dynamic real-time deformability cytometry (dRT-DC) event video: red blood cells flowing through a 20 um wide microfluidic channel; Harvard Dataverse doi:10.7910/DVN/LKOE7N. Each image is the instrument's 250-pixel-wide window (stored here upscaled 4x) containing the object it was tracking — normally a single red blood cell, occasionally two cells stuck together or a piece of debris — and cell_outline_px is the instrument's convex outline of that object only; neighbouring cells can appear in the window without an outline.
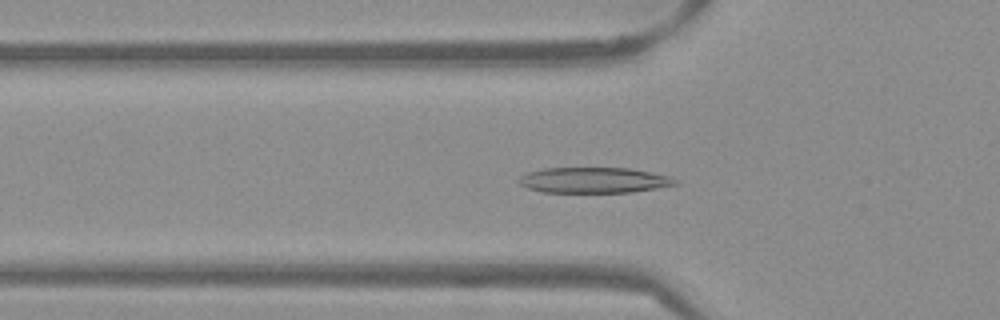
{"species": "Egyptian fruit bat (a non-hibernating species)", "species_latin": "Rousettus aegyptiacus", "temperature_condition": "warm", "stored_images_in_passage": 53, "camera_frame_rate_fps": 3000, "um_per_image_px": 0.085, "frame": {"image": 1, "passage_image": 18, "time_ms": 5.667, "image_size_px": [1000, 320], "cell_outline_px": [[680, 184], [632, 192], [544, 192], [528, 188], [520, 184], [516, 180], [520, 176], [528, 172], [544, 168], [628, 168], [672, 176]], "centroid_in_image_um": [50.49, 15.31], "position_along_channel_um": 75.3, "area_um2": 23.35}}
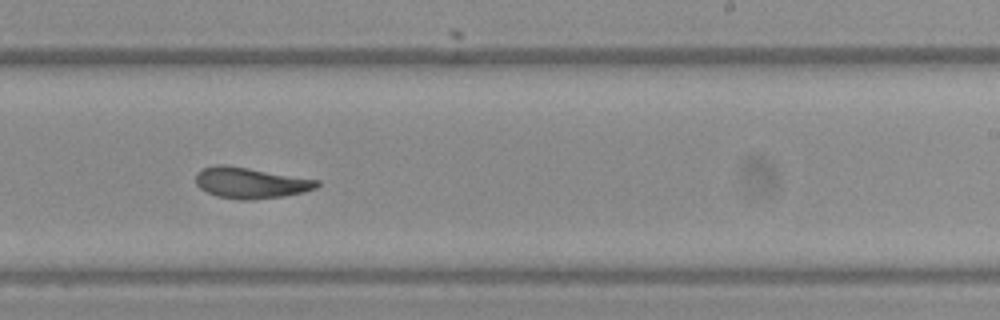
{"frame": {"image": 2, "passage_image": 33, "time_ms": 10.667, "image_size_px": [1000, 320], "cell_outline_px": [[320, 184], [316, 188], [304, 192], [284, 196], [252, 200], [240, 200], [216, 196], [200, 188], [196, 184], [196, 172], [200, 168], [216, 164], [224, 164], [320, 180]], "centroid_in_image_um": [21.28, 15.54], "position_along_channel_um": 267.7, "area_um2": 22.02}}
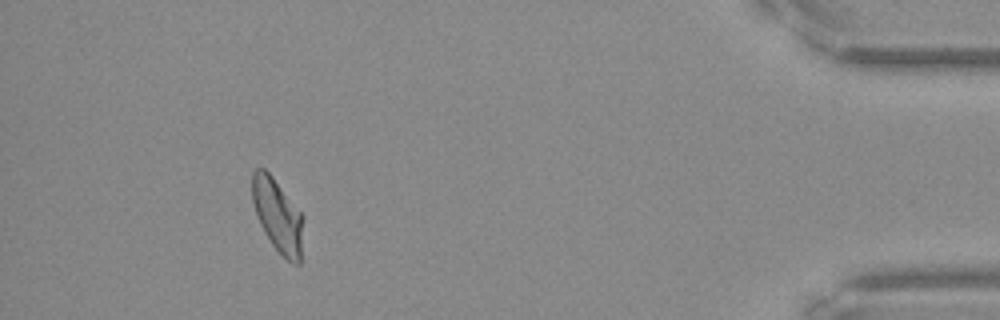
{"frame": {"image": 3, "passage_image": 49, "time_ms": 16.0, "image_size_px": [1000, 320], "cell_outline_px": [[300, 264], [292, 264], [272, 244], [264, 232], [256, 216], [252, 200], [252, 172], [256, 168], [264, 168], [272, 176], [300, 212]], "centroid_in_image_um": [23.52, 18.27], "position_along_channel_um": 411.7, "area_um2": 20.87}, "authors_computed_cell_mechanics": {"area_um2": 22.253, "velocity_mm_per_s": 3.8316, "shape_relaxation_time_tau1_ms": 8.6936, "shape_relaxation_time_tau2_ms": 3.1378, "deformation_change_tau1": 0.2591, "deformation_change_tau2": 0.1129}}